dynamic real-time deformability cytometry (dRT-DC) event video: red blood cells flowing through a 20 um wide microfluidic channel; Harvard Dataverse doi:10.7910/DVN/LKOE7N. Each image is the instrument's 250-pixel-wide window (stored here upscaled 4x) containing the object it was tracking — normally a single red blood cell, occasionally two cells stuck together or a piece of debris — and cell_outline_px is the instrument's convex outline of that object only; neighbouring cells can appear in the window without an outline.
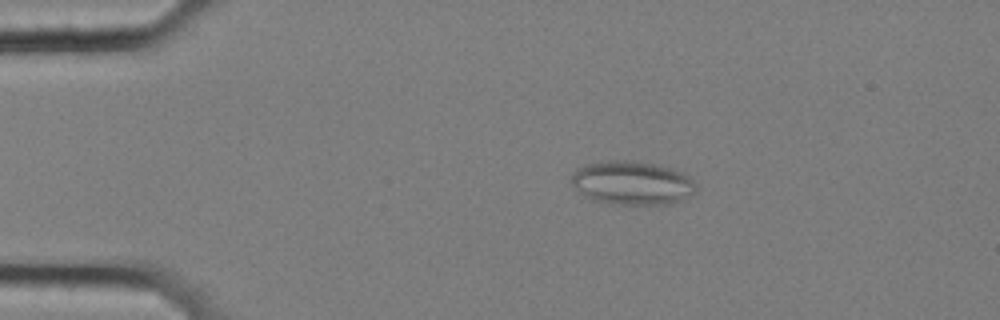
{"species": "common noctule bat (a hibernating species)", "species_latin": "Nyctalus noctula", "temperature_condition": "cold", "stored_images_in_passage": 15, "camera_frame_rate_fps": 3000, "um_per_image_px": 0.085, "animal": {"sex": "female", "body_mass_g": 25.1}, "frame": {"image": 1, "passage_image": 11, "time_ms": 3.333, "image_size_px": [1000, 320], "cell_outline_px": [[696, 192], [680, 200], [668, 204], [620, 204], [592, 200], [584, 196], [572, 184], [572, 176], [580, 168], [588, 164], [608, 160], [632, 160], [652, 164], [684, 172], [696, 184]], "centroid_in_image_um": [53.75, 15.55], "position_along_channel_um": 31.2, "area_um2": 31.33}}